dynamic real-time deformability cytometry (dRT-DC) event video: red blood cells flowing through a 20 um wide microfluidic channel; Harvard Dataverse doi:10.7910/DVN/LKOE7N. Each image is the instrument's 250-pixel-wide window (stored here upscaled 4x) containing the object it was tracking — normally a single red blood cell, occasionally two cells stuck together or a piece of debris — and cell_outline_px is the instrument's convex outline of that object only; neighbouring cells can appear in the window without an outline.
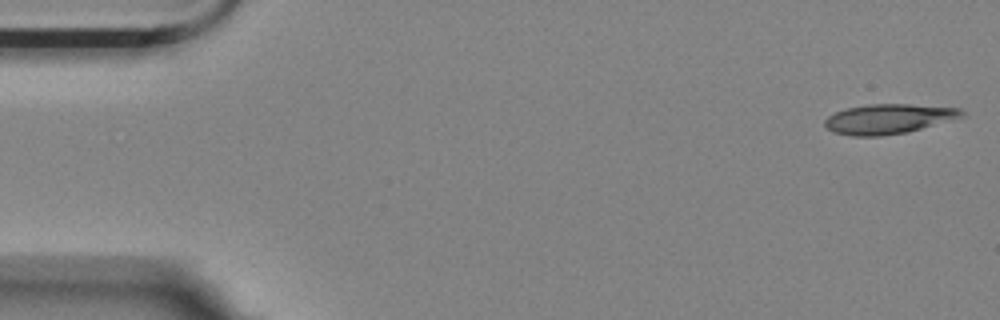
{"species": "Egyptian fruit bat (a non-hibernating species)", "species_latin": "Rousettus aegyptiacus", "temperature_condition": "room temperature", "stored_images_in_passage": 52, "camera_frame_rate_fps": 3000, "um_per_image_px": 0.085, "animal": {"sex": "female"}, "frame": {"image": 1, "passage_image": 1, "time_ms": 0.0, "image_size_px": [1000, 320], "cell_outline_px": [[968, 116], [908, 132], [880, 136], [852, 136], [832, 132], [824, 124], [824, 120], [828, 116], [836, 112], [848, 108], [868, 104], [908, 104], [960, 108]], "centroid_in_image_um": [75.57, 10.11], "position_along_channel_um": 9.4, "area_um2": 23.93}}
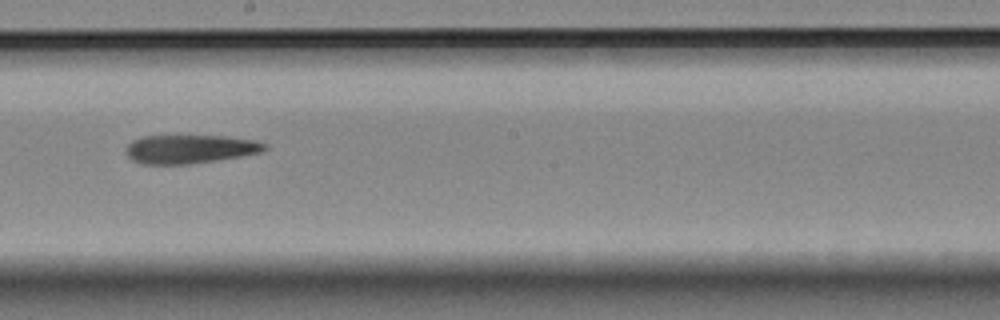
{"frame": {"image": 2, "passage_image": 30, "time_ms": 9.667, "image_size_px": [1000, 320], "cell_outline_px": [[268, 148], [260, 152], [240, 156], [216, 160], [188, 164], [144, 164], [132, 160], [128, 156], [128, 144], [132, 140], [144, 136], [224, 136], [256, 140], [268, 144]], "centroid_in_image_um": [16.18, 12.66], "position_along_channel_um": 232.0, "area_um2": 22.95}}
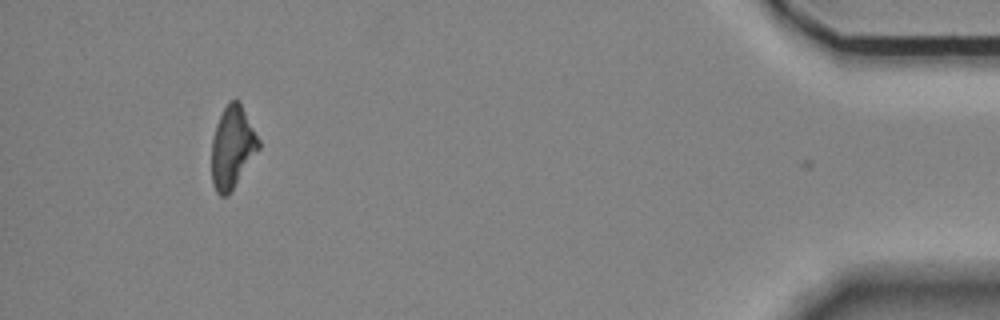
{"frame": {"image": 3, "passage_image": 51, "time_ms": 16.667, "image_size_px": [1000, 320], "cell_outline_px": [[260, 148], [228, 196], [220, 196], [216, 192], [212, 184], [212, 140], [216, 124], [228, 100], [240, 100], [260, 140]], "centroid_in_image_um": [19.76, 12.51], "position_along_channel_um": 415.4, "area_um2": 22.6}}